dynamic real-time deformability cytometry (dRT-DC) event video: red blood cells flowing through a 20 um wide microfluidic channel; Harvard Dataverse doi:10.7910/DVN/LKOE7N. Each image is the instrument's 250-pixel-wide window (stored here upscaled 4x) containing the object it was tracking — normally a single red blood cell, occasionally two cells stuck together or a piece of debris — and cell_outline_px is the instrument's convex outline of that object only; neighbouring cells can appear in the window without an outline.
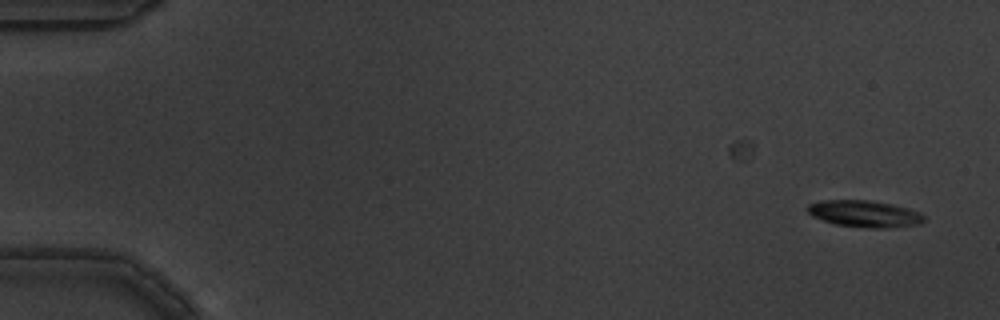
{"species": "common noctule bat (a hibernating species)", "species_latin": "Nyctalus noctula", "temperature_condition": "warm", "stored_images_in_passage": 3, "camera_frame_rate_fps": 3000, "um_per_image_px": 0.085, "animal": {"sex": "male", "body_mass_g": 19.5, "forearm_length_mm": 54.6}, "frame": {"image": 1, "passage_image": 3, "time_ms": 0.667, "image_size_px": [1000, 320], "cell_outline_px": [[924, 220], [920, 224], [888, 228], [868, 228], [836, 224], [812, 216], [804, 208], [808, 204], [824, 200], [868, 200], [892, 204], [908, 208], [920, 212], [924, 216]], "centroid_in_image_um": [73.48, 18.17], "position_along_channel_um": 11.5, "area_um2": 18.15}}